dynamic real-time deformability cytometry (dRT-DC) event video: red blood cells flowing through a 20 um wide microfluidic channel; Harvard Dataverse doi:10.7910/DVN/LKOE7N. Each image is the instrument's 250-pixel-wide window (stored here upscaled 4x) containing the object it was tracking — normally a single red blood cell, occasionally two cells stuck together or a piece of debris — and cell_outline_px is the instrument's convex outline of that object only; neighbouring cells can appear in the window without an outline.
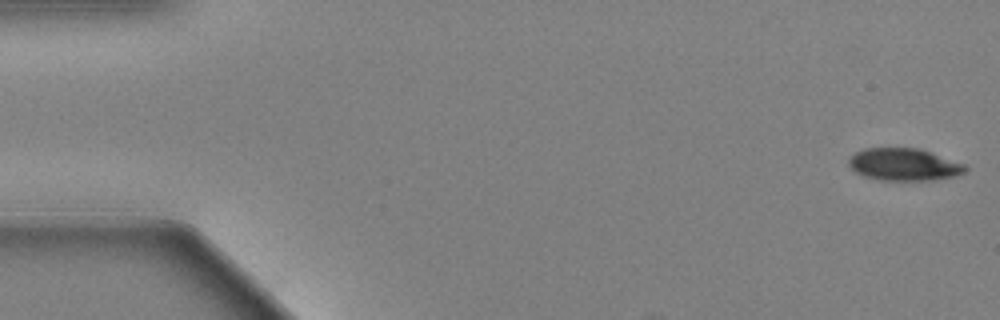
{"species": "Egyptian fruit bat (a non-hibernating species)", "species_latin": "Rousettus aegyptiacus", "temperature_condition": "warm", "stored_images_in_passage": 59, "camera_frame_rate_fps": 3000, "um_per_image_px": 0.085, "animal": {"sex": "female"}, "frame": {"image": 1, "passage_image": 1, "time_ms": 0.0, "image_size_px": [1000, 320], "cell_outline_px": [[968, 168], [964, 172], [952, 176], [936, 180], [880, 180], [864, 176], [856, 172], [848, 164], [848, 160], [856, 152], [864, 148], [920, 148], [964, 164]], "centroid_in_image_um": [76.83, 13.98], "position_along_channel_um": 8.2, "area_um2": 21.79}}
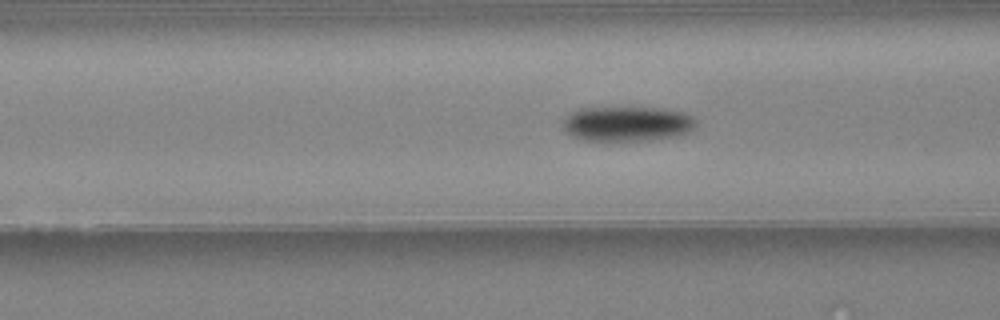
{"frame": {"image": 2, "passage_image": 23, "time_ms": 7.333, "image_size_px": [1000, 320], "cell_outline_px": [[696, 128], [680, 136], [652, 140], [604, 144], [580, 140], [572, 136], [564, 128], [564, 120], [572, 112], [580, 108], [652, 108], [684, 112], [692, 116], [696, 120]], "centroid_in_image_um": [53.31, 10.59], "position_along_channel_um": 113.3, "area_um2": 27.98}}
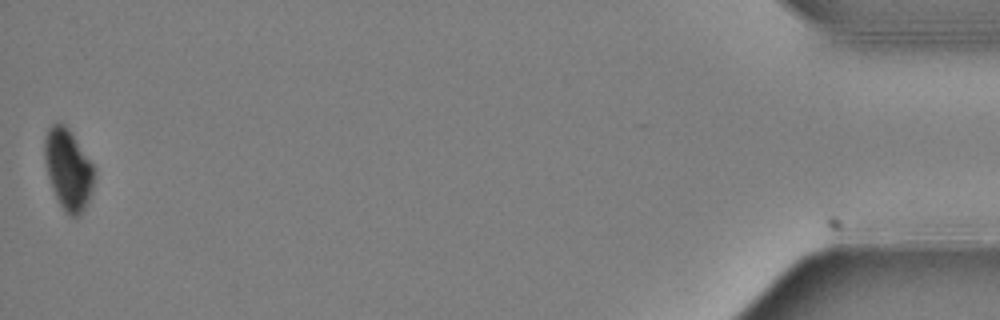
{"frame": {"image": 3, "passage_image": 59, "time_ms": 19.333, "image_size_px": [1000, 320], "cell_outline_px": [[96, 172], [92, 192], [80, 216], [72, 216], [64, 212], [52, 188], [48, 176], [44, 160], [44, 140], [48, 128], [56, 120], [64, 124], [68, 128], [96, 168]], "centroid_in_image_um": [5.8, 14.37], "position_along_channel_um": 429.4, "area_um2": 23.58}, "authors_computed_cell_mechanics": {"area_um2": 25.5476, "velocity_mm_per_s": 3.4351, "shape_relaxation_time_tau1_ms": 3.4737, "shape_relaxation_time_tau2_ms": null, "deformation_change_tau1": 0.1395, "deformation_change_tau2": null}}